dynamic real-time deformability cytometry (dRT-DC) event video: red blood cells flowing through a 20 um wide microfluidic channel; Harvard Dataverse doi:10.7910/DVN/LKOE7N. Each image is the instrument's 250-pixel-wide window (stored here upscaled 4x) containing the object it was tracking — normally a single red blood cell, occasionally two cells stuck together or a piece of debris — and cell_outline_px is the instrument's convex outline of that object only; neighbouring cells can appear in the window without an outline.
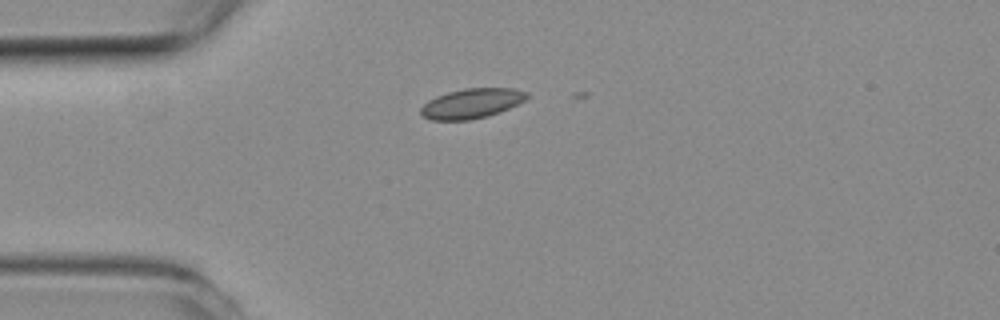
{"species": "common noctule bat (a hibernating species)", "species_latin": "Nyctalus noctula", "temperature_condition": "room temperature", "stored_images_in_passage": 11, "camera_frame_rate_fps": 3000, "um_per_image_px": 0.085, "animal": {"sex": "female", "body_mass_g": 19.3, "forearm_length_mm": 54.1}, "frame": {"image": 1, "passage_image": 2, "time_ms": 0.333, "image_size_px": [1000, 320], "cell_outline_px": [[528, 96], [524, 100], [500, 112], [488, 116], [468, 120], [432, 120], [424, 116], [420, 112], [420, 108], [428, 100], [436, 96], [448, 92], [464, 88], [516, 88], [528, 92]], "centroid_in_image_um": [40.09, 8.78], "position_along_channel_um": 44.9, "area_um2": 18.38}}
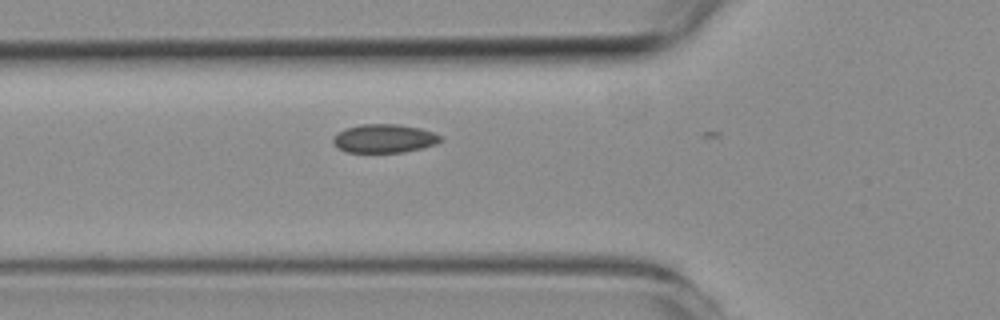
{"frame": {"image": 2, "passage_image": 7, "time_ms": 2.0, "image_size_px": [1000, 320], "cell_outline_px": [[444, 140], [436, 144], [404, 152], [348, 152], [340, 148], [332, 140], [340, 132], [348, 128], [360, 124], [400, 124], [420, 128], [444, 136]], "centroid_in_image_um": [32.75, 11.76], "position_along_channel_um": 93.1, "area_um2": 17.69}}
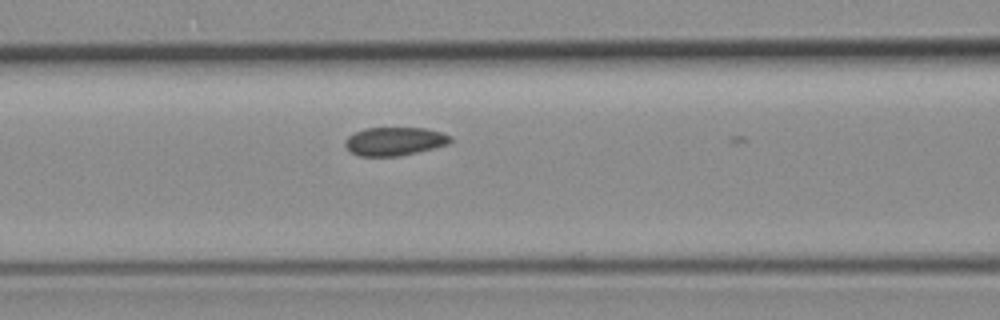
{"frame": {"image": 3, "passage_image": 10, "time_ms": 3.0, "image_size_px": [1000, 320], "cell_outline_px": [[452, 140], [448, 144], [400, 156], [360, 156], [352, 152], [344, 144], [344, 140], [348, 136], [364, 128], [424, 128], [440, 132], [452, 136]], "centroid_in_image_um": [33.53, 12.01], "position_along_channel_um": 133.1, "area_um2": 17.28}}